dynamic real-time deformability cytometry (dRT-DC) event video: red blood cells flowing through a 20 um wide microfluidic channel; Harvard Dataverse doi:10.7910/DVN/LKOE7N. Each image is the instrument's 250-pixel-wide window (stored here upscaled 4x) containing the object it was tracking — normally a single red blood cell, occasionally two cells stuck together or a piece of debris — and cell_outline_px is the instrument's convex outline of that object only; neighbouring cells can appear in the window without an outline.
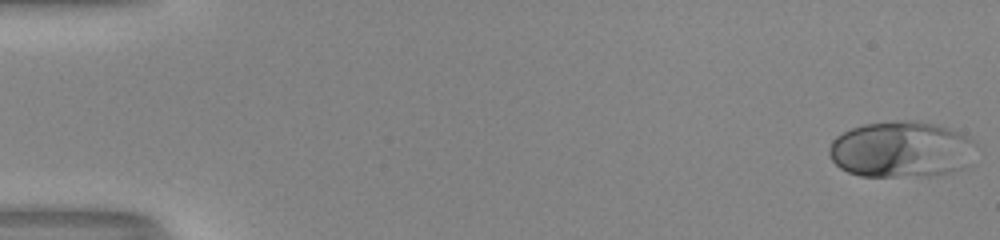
{"species": "human", "species_latin": "Homo sapiens", "temperature_condition": "room temperature", "stored_images_in_passage": 51, "camera_frame_rate_fps": 3000, "um_per_image_px": 0.085, "donor": {"sex": "male"}, "frame": {"image": 1, "passage_image": 1, "time_ms": 0.0, "image_size_px": [1000, 240], "cell_outline_px": [[976, 144], [968, 164], [964, 168], [952, 172], [932, 176], [860, 176], [848, 172], [840, 168], [832, 160], [828, 152], [828, 148], [832, 140], [836, 136], [852, 128], [864, 124], [896, 120], [916, 120], [936, 124], [948, 128], [968, 136]], "centroid_in_image_um": [76.6, 12.7], "position_along_channel_um": 8.4, "area_um2": 48.44}}
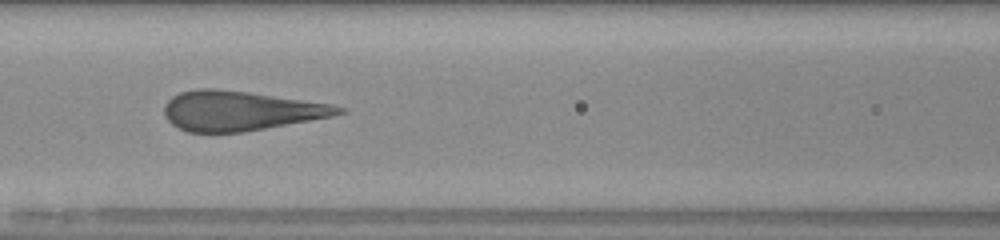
{"frame": {"image": 2, "passage_image": 23, "time_ms": 7.333, "image_size_px": [1000, 240], "cell_outline_px": [[348, 112], [332, 116], [244, 132], [188, 132], [172, 124], [164, 116], [164, 104], [172, 96], [180, 92], [196, 88], [216, 88], [248, 92], [332, 104], [348, 108]], "centroid_in_image_um": [20.42, 9.41], "position_along_channel_um": 146.2, "area_um2": 40.29}}
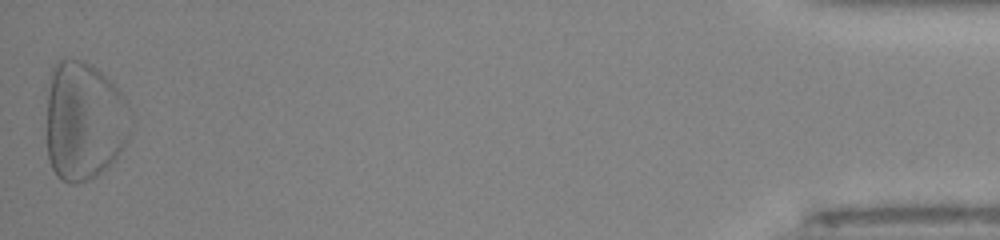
{"frame": {"image": 3, "passage_image": 51, "time_ms": 16.667, "image_size_px": [1000, 240], "cell_outline_px": [[132, 132], [128, 140], [120, 152], [96, 176], [76, 184], [68, 184], [60, 180], [56, 176], [48, 160], [48, 92], [52, 68], [64, 56], [84, 60], [92, 64], [124, 96], [128, 104], [132, 120]], "centroid_in_image_um": [7.16, 10.28], "position_along_channel_um": 428.0, "area_um2": 58.55}}